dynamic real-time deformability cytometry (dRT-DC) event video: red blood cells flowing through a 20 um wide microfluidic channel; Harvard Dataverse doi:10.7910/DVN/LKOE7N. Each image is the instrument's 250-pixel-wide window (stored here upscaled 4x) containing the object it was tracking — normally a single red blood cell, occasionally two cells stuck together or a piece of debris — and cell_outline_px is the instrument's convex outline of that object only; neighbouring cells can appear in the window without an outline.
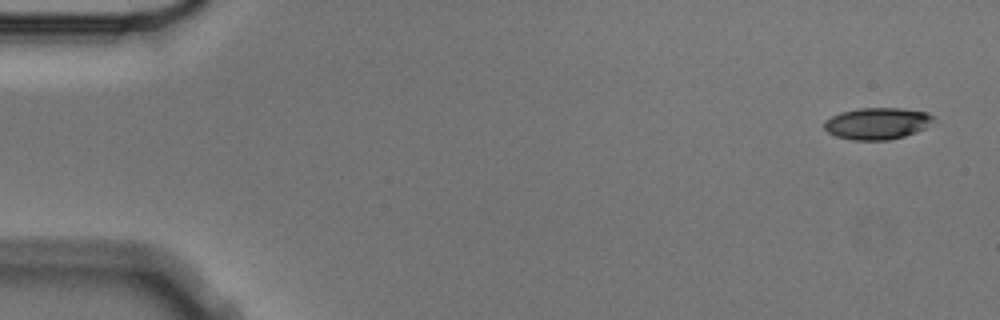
{"species": "Egyptian fruit bat (a non-hibernating species)", "species_latin": "Rousettus aegyptiacus", "temperature_condition": "cold", "stored_images_in_passage": 6, "camera_frame_rate_fps": 3000, "um_per_image_px": 0.085, "animal": {"sex": "male"}, "frame": {"image": 1, "passage_image": 1, "time_ms": 0.0, "image_size_px": [1000, 320], "cell_outline_px": [[936, 116], [924, 128], [916, 132], [904, 136], [888, 140], [852, 140], [836, 136], [828, 132], [824, 128], [824, 120], [840, 112], [860, 108], [900, 108], [928, 112]], "centroid_in_image_um": [74.55, 10.49], "position_along_channel_um": 10.5, "area_um2": 20.17}}